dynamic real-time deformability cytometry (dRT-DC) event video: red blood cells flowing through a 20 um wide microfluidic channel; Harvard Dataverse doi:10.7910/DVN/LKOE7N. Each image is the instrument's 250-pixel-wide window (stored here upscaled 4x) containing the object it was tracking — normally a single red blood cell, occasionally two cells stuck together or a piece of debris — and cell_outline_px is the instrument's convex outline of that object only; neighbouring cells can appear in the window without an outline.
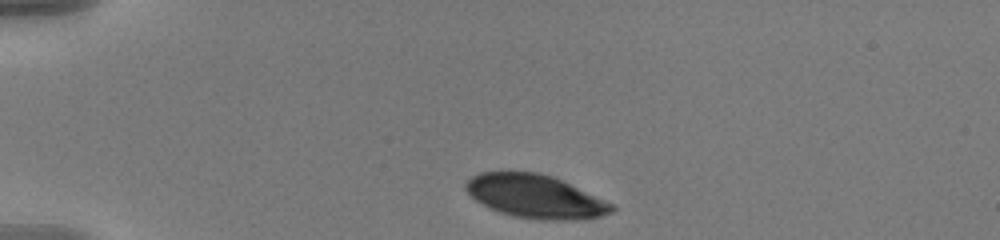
{"species": "human", "species_latin": "Homo sapiens", "temperature_condition": "warm", "stored_images_in_passage": 7, "camera_frame_rate_fps": 3000, "um_per_image_px": 0.085, "donor": {"sex": "male"}, "frame": {"image": 1, "passage_image": 1, "time_ms": 0.0, "image_size_px": [1000, 240], "cell_outline_px": [[616, 208], [612, 212], [600, 216], [576, 220], [544, 220], [516, 216], [500, 212], [476, 200], [464, 188], [464, 184], [472, 176], [480, 172], [540, 172], [552, 176], [616, 204]], "centroid_in_image_um": [45.55, 16.69], "position_along_channel_um": 39.5, "area_um2": 36.7}}
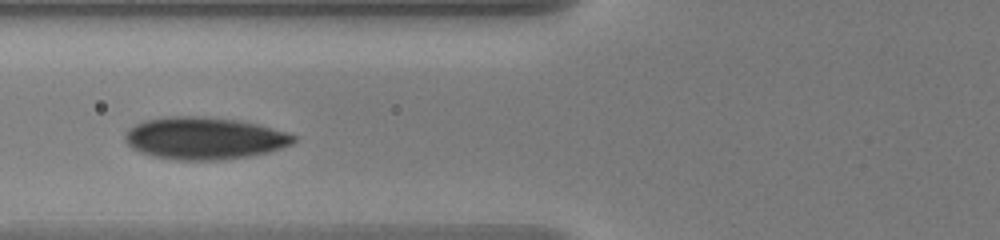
{"frame": {"image": 2, "passage_image": 4, "time_ms": 1.0, "image_size_px": [1000, 240], "cell_outline_px": [[296, 140], [292, 144], [268, 152], [248, 156], [220, 160], [176, 160], [152, 156], [140, 152], [132, 148], [124, 140], [124, 136], [128, 128], [144, 120], [168, 116], [204, 116], [236, 120], [256, 124], [288, 132], [296, 136]], "centroid_in_image_um": [17.34, 11.75], "position_along_channel_um": 108.5, "area_um2": 41.56}}
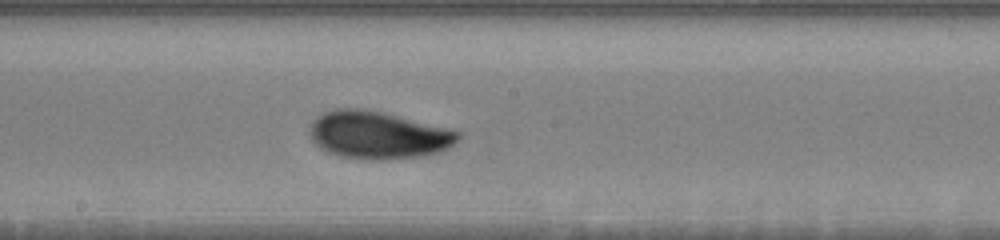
{"frame": {"image": 3, "passage_image": 7, "time_ms": 2.0, "image_size_px": [1000, 240], "cell_outline_px": [[460, 140], [448, 148], [436, 152], [416, 156], [384, 160], [368, 160], [340, 156], [328, 152], [320, 148], [312, 140], [308, 132], [316, 116], [324, 112], [336, 108], [364, 108], [384, 112], [452, 128], [460, 132]], "centroid_in_image_um": [32.15, 11.46], "position_along_channel_um": 216.1, "area_um2": 41.5}}